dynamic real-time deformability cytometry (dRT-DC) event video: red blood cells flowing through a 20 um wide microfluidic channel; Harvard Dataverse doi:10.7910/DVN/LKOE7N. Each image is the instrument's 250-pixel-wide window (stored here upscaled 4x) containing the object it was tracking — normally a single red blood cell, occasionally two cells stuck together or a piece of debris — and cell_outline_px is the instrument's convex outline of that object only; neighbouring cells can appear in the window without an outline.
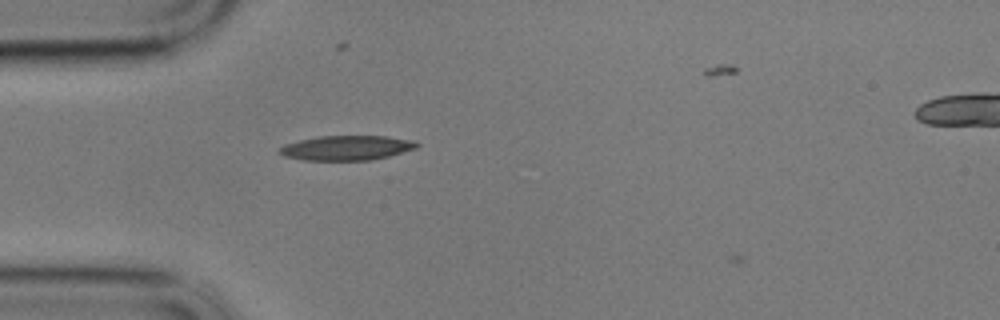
{"species": "common noctule bat (a hibernating species)", "species_latin": "Nyctalus noctula", "temperature_condition": "cold", "stored_images_in_passage": 2, "camera_frame_rate_fps": 3000, "um_per_image_px": 0.085, "animal": {"sex": "male", "body_mass_g": 17.9}, "frame": {"image": 1, "passage_image": 1, "time_ms": 0.0, "image_size_px": [1000, 320], "cell_outline_px": [[420, 144], [416, 148], [388, 156], [372, 160], [304, 160], [284, 156], [276, 152], [284, 144], [300, 140], [320, 136], [384, 136], [416, 140]], "centroid_in_image_um": [29.46, 12.57], "position_along_channel_um": 55.5, "area_um2": 19.77}}